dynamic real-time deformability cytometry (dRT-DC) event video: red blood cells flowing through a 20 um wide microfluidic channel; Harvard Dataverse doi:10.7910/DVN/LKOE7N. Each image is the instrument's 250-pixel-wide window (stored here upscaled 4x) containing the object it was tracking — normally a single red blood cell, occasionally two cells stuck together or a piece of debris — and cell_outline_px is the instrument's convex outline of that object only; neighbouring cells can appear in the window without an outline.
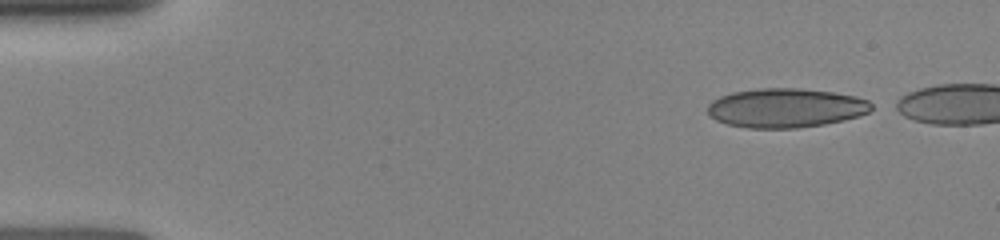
{"species": "human", "species_latin": "Homo sapiens", "temperature_condition": "room temperature", "stored_images_in_passage": 5, "segment_of_instrument_passage": [1, 2], "camera_frame_rate_fps": 3000, "um_per_image_px": 0.085, "donor": {"sex": "female"}, "frame": {"image": 1, "passage_image": 1, "time_ms": 0.0, "image_size_px": [1000, 240], "cell_outline_px": [[872, 108], [868, 112], [860, 116], [844, 120], [824, 124], [796, 128], [748, 128], [728, 124], [716, 120], [708, 112], [708, 104], [712, 100], [720, 96], [732, 92], [760, 88], [800, 88], [832, 92], [856, 96], [868, 100], [872, 104]], "centroid_in_image_um": [66.8, 9.17], "position_along_channel_um": 18.2, "area_um2": 37.45}}
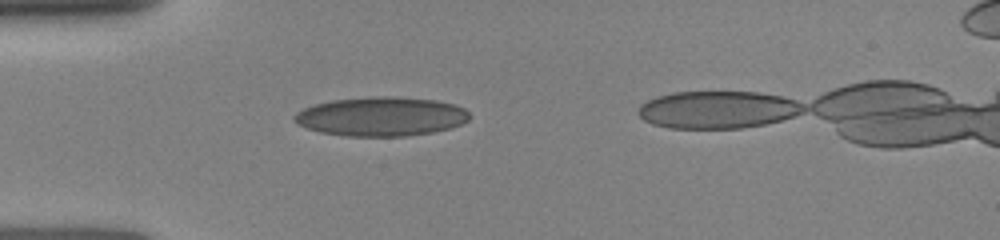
{"frame": {"image": 2, "passage_image": 4, "time_ms": 3.0, "image_size_px": [1000, 240], "cell_outline_px": [[468, 120], [460, 124], [448, 128], [432, 132], [404, 136], [348, 136], [320, 132], [308, 128], [292, 120], [292, 116], [296, 112], [304, 108], [316, 104], [332, 100], [372, 96], [396, 96], [436, 100], [456, 104], [464, 108], [468, 112]], "centroid_in_image_um": [32.39, 9.89], "position_along_channel_um": 52.6, "area_um2": 39.88}}